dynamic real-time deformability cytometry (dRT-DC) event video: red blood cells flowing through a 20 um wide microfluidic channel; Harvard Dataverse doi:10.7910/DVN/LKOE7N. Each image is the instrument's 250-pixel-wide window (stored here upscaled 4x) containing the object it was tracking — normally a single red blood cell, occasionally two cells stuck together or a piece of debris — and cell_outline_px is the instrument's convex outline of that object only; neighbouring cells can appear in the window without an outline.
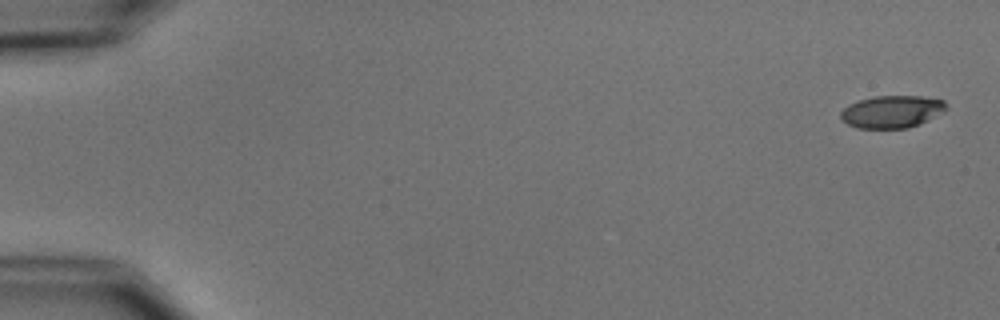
{"species": "common noctule bat (a hibernating species)", "species_latin": "Nyctalus noctula", "temperature_condition": "cold", "stored_images_in_passage": 6, "camera_frame_rate_fps": 3000, "um_per_image_px": 0.085, "animal": {"sex": "male", "body_mass_g": 15.6}, "frame": {"image": 1, "passage_image": 1, "time_ms": 0.0, "image_size_px": [1000, 320], "cell_outline_px": [[948, 108], [944, 112], [920, 124], [908, 128], [856, 128], [848, 124], [840, 116], [840, 112], [848, 104], [860, 100], [876, 96], [920, 96], [944, 100]], "centroid_in_image_um": [75.83, 9.49], "position_along_channel_um": 9.2, "area_um2": 19.94}}
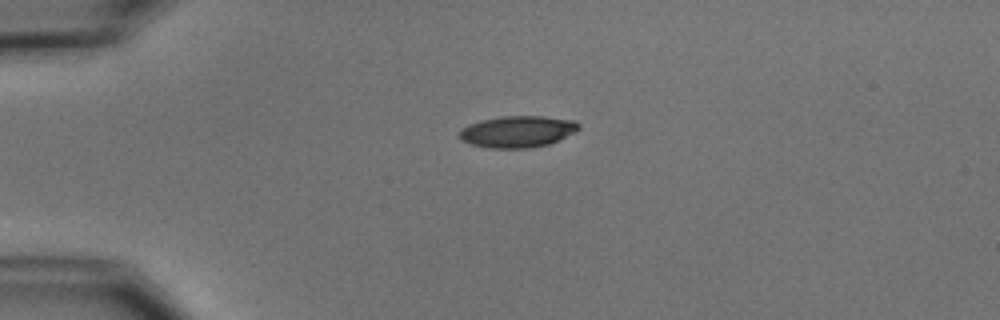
{"frame": {"image": 2, "passage_image": 4, "time_ms": 4.0, "image_size_px": [1000, 320], "cell_outline_px": [[580, 128], [576, 132], [560, 140], [548, 144], [532, 148], [488, 148], [472, 144], [460, 140], [460, 128], [468, 124], [480, 120], [504, 116], [544, 116], [576, 120], [580, 124]], "centroid_in_image_um": [44.02, 11.18], "position_along_channel_um": 41.0, "area_um2": 22.25}}